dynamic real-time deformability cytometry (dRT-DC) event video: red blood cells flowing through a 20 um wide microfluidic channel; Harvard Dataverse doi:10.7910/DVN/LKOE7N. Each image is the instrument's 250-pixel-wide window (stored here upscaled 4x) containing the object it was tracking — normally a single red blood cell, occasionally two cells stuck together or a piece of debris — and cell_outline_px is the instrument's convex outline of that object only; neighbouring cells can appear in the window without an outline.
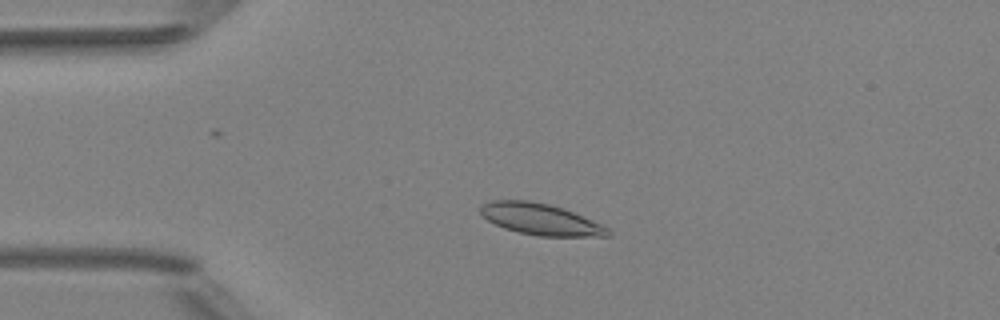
{"species": "Egyptian fruit bat (a non-hibernating species)", "species_latin": "Rousettus aegyptiacus", "temperature_condition": "room temperature", "stored_images_in_passage": 4, "camera_frame_rate_fps": 3000, "um_per_image_px": 0.085, "animal": {"sex": "female"}, "frame": {"image": 1, "passage_image": 3, "time_ms": 0.667, "image_size_px": [1000, 320], "cell_outline_px": [[612, 236], [536, 236], [504, 228], [488, 220], [480, 212], [480, 204], [492, 200], [528, 200], [548, 204], [564, 208], [592, 220], [608, 228], [612, 232]], "centroid_in_image_um": [45.95, 18.63], "position_along_channel_um": 39.1, "area_um2": 23.24}}